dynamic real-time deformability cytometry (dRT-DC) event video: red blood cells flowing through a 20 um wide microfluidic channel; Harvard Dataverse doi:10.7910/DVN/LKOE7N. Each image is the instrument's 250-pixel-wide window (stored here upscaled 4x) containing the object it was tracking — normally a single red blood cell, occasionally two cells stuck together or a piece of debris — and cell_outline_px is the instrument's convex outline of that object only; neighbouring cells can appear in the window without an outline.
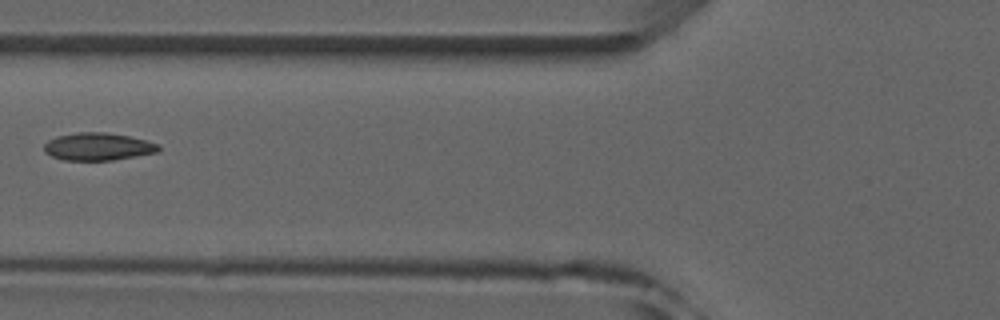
{"species": "common noctule bat (a hibernating species)", "species_latin": "Nyctalus noctula", "temperature_condition": "room temperature", "stored_images_in_passage": 4, "camera_frame_rate_fps": 3000, "um_per_image_px": 0.085, "animal": {"sex": "male", "forearm_length_mm": 52.5}, "frame": {"image": 1, "passage_image": 3, "time_ms": 2.333, "image_size_px": [1000, 320], "cell_outline_px": [[160, 152], [112, 160], [64, 160], [52, 156], [44, 152], [44, 144], [48, 140], [56, 136], [80, 132], [104, 132], [128, 136], [160, 144]], "centroid_in_image_um": [8.33, 12.46], "position_along_channel_um": 117.5, "area_um2": 18.38}}
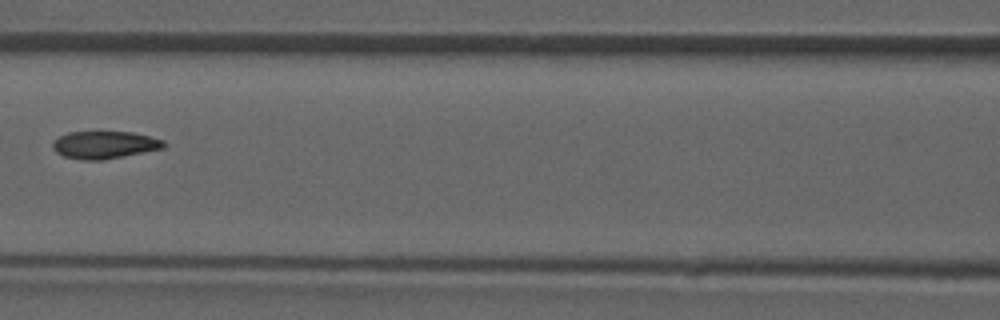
{"frame": {"image": 2, "passage_image": 4, "time_ms": 3.333, "image_size_px": [1000, 320], "cell_outline_px": [[168, 144], [164, 148], [104, 160], [84, 160], [64, 156], [56, 152], [52, 148], [52, 140], [68, 132], [132, 132], [164, 140]], "centroid_in_image_um": [8.88, 12.31], "position_along_channel_um": 157.7, "area_um2": 17.86}}